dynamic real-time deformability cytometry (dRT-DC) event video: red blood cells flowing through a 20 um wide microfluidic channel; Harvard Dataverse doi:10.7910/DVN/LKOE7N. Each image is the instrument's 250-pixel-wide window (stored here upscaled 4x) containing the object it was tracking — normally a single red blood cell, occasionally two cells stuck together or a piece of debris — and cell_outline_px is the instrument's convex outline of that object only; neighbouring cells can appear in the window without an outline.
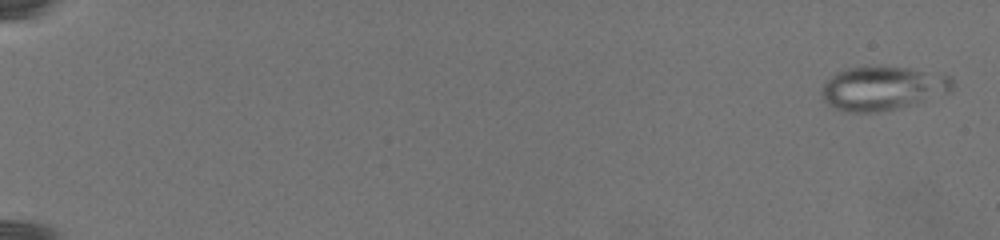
{"species": "common noctule bat (a hibernating species)", "species_latin": "Nyctalus noctula", "temperature_condition": "warm", "stored_images_in_passage": 15, "camera_frame_rate_fps": 3000, "um_per_image_px": 0.085, "animal": {"sex": "female", "body_mass_g": 19.5, "forearm_length_mm": 54.1}, "frame": {"image": 1, "passage_image": 3, "time_ms": 0.667, "image_size_px": [1000, 240], "cell_outline_px": [[956, 84], [952, 92], [912, 104], [896, 108], [876, 112], [840, 112], [832, 108], [824, 100], [820, 92], [824, 84], [836, 72], [844, 68], [868, 64], [880, 64], [912, 68], [952, 76]], "centroid_in_image_um": [75.03, 7.46], "position_along_channel_um": 10.0, "area_um2": 34.56}}